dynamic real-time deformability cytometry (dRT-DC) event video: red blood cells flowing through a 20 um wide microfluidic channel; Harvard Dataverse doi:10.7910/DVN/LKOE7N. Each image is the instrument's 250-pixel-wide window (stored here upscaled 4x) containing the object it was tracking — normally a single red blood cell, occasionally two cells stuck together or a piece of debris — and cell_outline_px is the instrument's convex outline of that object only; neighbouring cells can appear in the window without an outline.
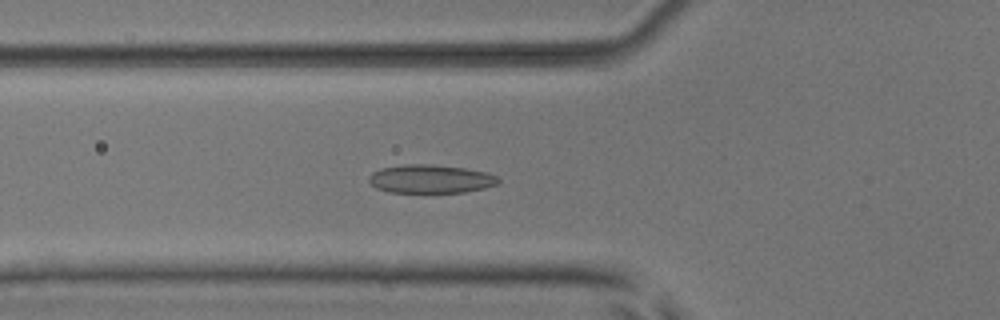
{"species": "common noctule bat (a hibernating species)", "species_latin": "Nyctalus noctula", "temperature_condition": "room temperature", "stored_images_in_passage": 52, "camera_frame_rate_fps": 3000, "um_per_image_px": 0.085, "animal": {"sex": "male", "body_mass_g": 17.9, "forearm_length_mm": 54.2}, "frame": {"image": 1, "passage_image": 19, "time_ms": 6.0, "image_size_px": [1000, 320], "cell_outline_px": [[500, 180], [496, 184], [484, 188], [464, 192], [388, 192], [376, 188], [368, 180], [368, 176], [372, 172], [380, 168], [404, 164], [428, 164], [464, 168], [488, 172], [496, 176]], "centroid_in_image_um": [36.57, 15.2], "position_along_channel_um": 89.2, "area_um2": 21.44}}
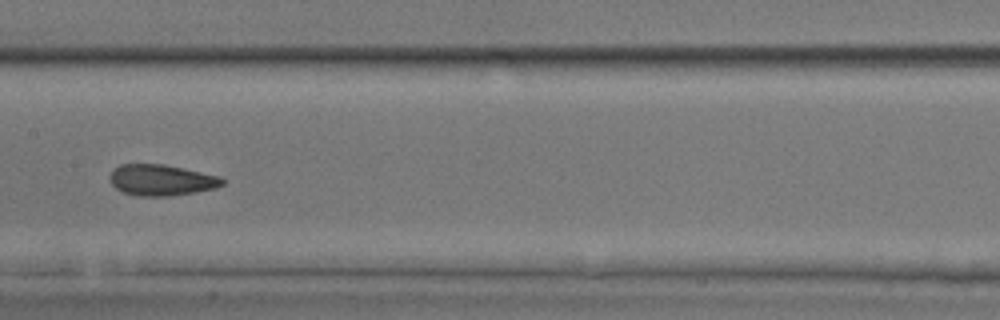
{"frame": {"image": 2, "passage_image": 27, "time_ms": 8.667, "image_size_px": [1000, 320], "cell_outline_px": [[224, 184], [216, 188], [196, 192], [168, 196], [136, 196], [124, 192], [116, 188], [108, 180], [112, 168], [120, 164], [164, 164], [220, 176], [224, 180]], "centroid_in_image_um": [13.69, 15.3], "position_along_channel_um": 193.7, "area_um2": 20.52}}
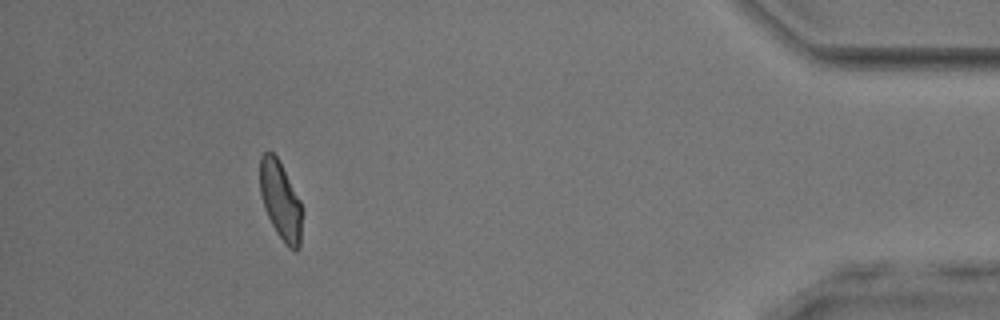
{"frame": {"image": 3, "passage_image": 48, "time_ms": 15.667, "image_size_px": [1000, 320], "cell_outline_px": [[300, 248], [296, 252], [288, 248], [284, 244], [276, 232], [264, 208], [260, 192], [260, 156], [264, 152], [272, 152], [276, 156], [300, 200]], "centroid_in_image_um": [23.82, 17.08], "position_along_channel_um": 411.4, "area_um2": 18.84}, "authors_computed_cell_mechanics": {"area_um2": 20.5479, "velocity_mm_per_s": 3.9139, "shape_relaxation_time_tau1_ms": 6.3316, "shape_relaxation_time_tau2_ms": 1.7033, "deformation_change_tau1": 0.1584, "deformation_change_tau2": 0.0856}}